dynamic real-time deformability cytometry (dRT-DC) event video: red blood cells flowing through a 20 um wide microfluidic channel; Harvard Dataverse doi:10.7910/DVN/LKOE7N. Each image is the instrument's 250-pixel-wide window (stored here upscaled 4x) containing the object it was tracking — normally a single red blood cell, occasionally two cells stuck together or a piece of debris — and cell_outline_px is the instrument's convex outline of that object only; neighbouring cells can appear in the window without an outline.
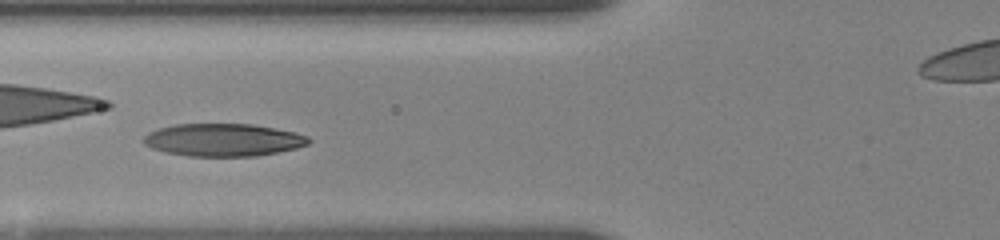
{"species": "human", "species_latin": "Homo sapiens", "temperature_condition": "room temperature", "stored_images_in_passage": 17, "camera_frame_rate_fps": 3000, "um_per_image_px": 0.085, "donor": {"sex": "female"}, "frame": {"image": 1, "passage_image": 9, "time_ms": 4.0, "image_size_px": [1000, 240], "cell_outline_px": [[312, 140], [308, 144], [296, 148], [256, 156], [188, 156], [164, 152], [152, 148], [144, 144], [144, 136], [148, 132], [160, 128], [176, 124], [252, 124], [296, 132], [308, 136]], "centroid_in_image_um": [18.98, 11.89], "position_along_channel_um": 106.8, "area_um2": 31.39}}
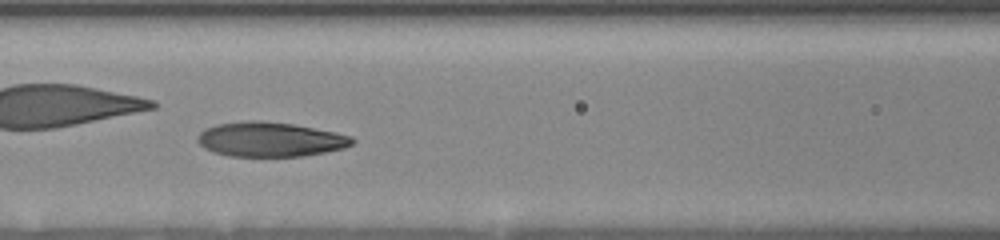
{"frame": {"image": 2, "passage_image": 11, "time_ms": 5.0, "image_size_px": [1000, 240], "cell_outline_px": [[356, 140], [352, 144], [344, 148], [324, 152], [300, 156], [228, 156], [212, 152], [204, 148], [196, 140], [196, 136], [204, 128], [216, 124], [248, 120], [256, 120], [292, 124], [336, 132], [352, 136]], "centroid_in_image_um": [22.92, 11.84], "position_along_channel_um": 143.7, "area_um2": 31.27}}
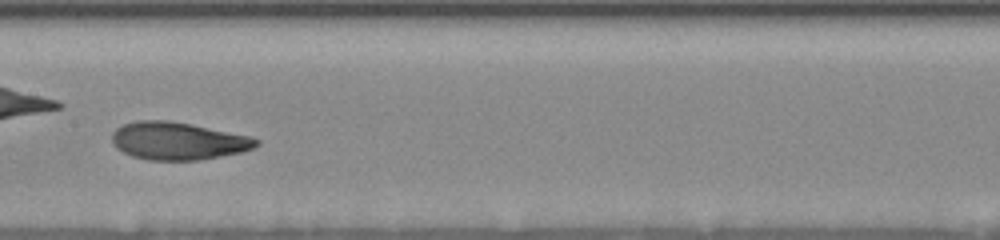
{"frame": {"image": 3, "passage_image": 16, "time_ms": 6.333, "image_size_px": [1000, 240], "cell_outline_px": [[260, 144], [252, 148], [240, 152], [200, 160], [148, 160], [132, 156], [116, 148], [112, 144], [112, 132], [116, 128], [124, 124], [136, 120], [168, 120], [192, 124], [252, 136], [260, 140]], "centroid_in_image_um": [15.12, 11.97], "position_along_channel_um": 192.3, "area_um2": 31.85}}